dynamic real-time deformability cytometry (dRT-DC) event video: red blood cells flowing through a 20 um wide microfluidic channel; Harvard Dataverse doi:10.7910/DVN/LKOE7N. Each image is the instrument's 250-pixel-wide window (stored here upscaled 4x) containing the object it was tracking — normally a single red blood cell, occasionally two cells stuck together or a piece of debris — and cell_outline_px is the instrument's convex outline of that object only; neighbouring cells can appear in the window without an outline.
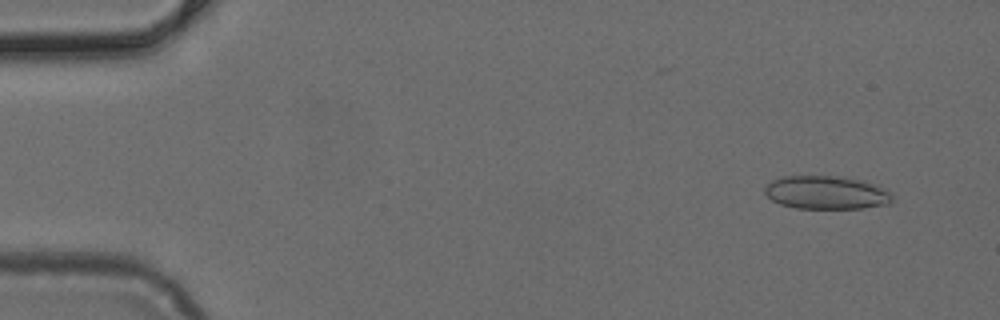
{"species": "common noctule bat (a hibernating species)", "species_latin": "Nyctalus noctula", "temperature_condition": "cold", "stored_images_in_passage": 49, "camera_frame_rate_fps": 3000, "um_per_image_px": 0.085, "animal": {"sex": "female", "body_mass_g": 24.6, "forearm_length_mm": 56.2}, "frame": {"image": 1, "passage_image": 4, "time_ms": 1.0, "image_size_px": [1000, 320], "cell_outline_px": [[892, 200], [888, 204], [864, 208], [796, 208], [780, 204], [772, 200], [764, 192], [764, 188], [772, 180], [784, 176], [840, 176], [864, 180], [880, 184], [892, 192]], "centroid_in_image_um": [70.3, 16.35], "position_along_channel_um": 14.7, "area_um2": 25.09}}
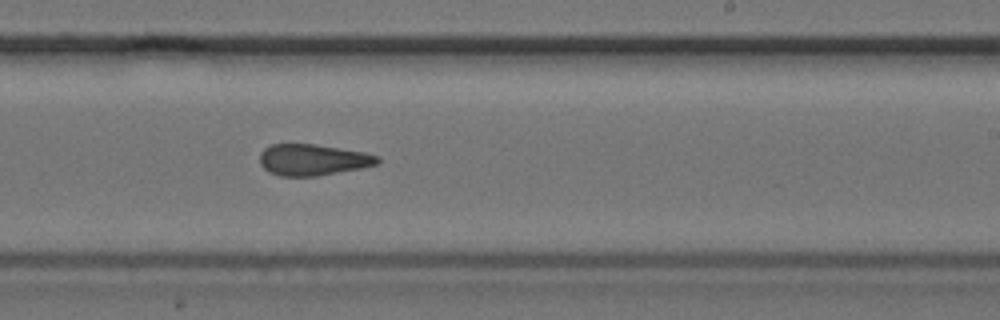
{"frame": {"image": 2, "passage_image": 30, "time_ms": 9.667, "image_size_px": [1000, 320], "cell_outline_px": [[380, 160], [376, 164], [360, 168], [316, 176], [280, 176], [268, 172], [260, 164], [260, 152], [264, 148], [272, 144], [316, 144], [364, 152], [380, 156]], "centroid_in_image_um": [26.56, 13.58], "position_along_channel_um": 262.4, "area_um2": 21.44}}
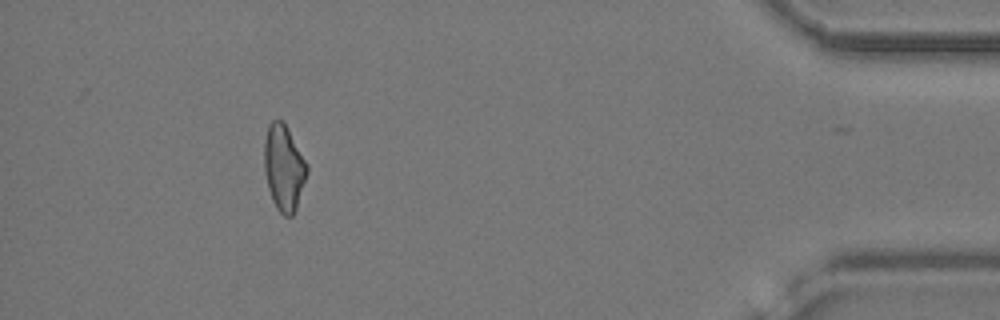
{"frame": {"image": 3, "passage_image": 45, "time_ms": 14.667, "image_size_px": [1000, 320], "cell_outline_px": [[308, 172], [296, 208], [292, 216], [284, 216], [276, 208], [272, 200], [268, 188], [264, 172], [264, 140], [268, 124], [272, 120], [284, 120], [308, 164]], "centroid_in_image_um": [24.12, 14.22], "position_along_channel_um": 411.1, "area_um2": 21.68}}